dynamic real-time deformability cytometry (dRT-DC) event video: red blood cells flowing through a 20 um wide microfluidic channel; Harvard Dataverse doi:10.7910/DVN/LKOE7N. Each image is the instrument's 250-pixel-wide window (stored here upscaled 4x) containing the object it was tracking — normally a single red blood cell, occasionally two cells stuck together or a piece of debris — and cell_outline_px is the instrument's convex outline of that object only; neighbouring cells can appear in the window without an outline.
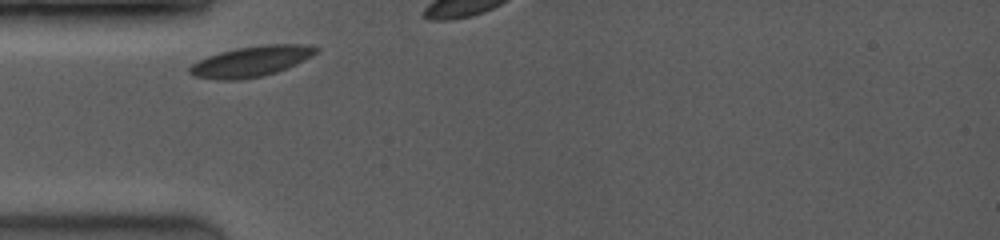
{"species": "common noctule bat (a hibernating species)", "species_latin": "Nyctalus noctula", "temperature_condition": "room temperature", "stored_images_in_passage": 3, "camera_frame_rate_fps": 3500, "um_per_image_px": 0.085, "animal": {"sex": "female", "body_mass_g": 19.0, "forearm_length_mm": 53.3}, "frame": {"image": 1, "passage_image": 1, "time_ms": 0.0, "image_size_px": [1000, 240], "cell_outline_px": [[320, 52], [296, 64], [276, 72], [260, 76], [240, 80], [216, 80], [196, 76], [188, 72], [188, 68], [192, 64], [208, 56], [220, 52], [236, 48], [264, 44], [300, 44], [320, 48]], "centroid_in_image_um": [21.37, 5.21], "position_along_channel_um": 63.6, "area_um2": 22.43}}